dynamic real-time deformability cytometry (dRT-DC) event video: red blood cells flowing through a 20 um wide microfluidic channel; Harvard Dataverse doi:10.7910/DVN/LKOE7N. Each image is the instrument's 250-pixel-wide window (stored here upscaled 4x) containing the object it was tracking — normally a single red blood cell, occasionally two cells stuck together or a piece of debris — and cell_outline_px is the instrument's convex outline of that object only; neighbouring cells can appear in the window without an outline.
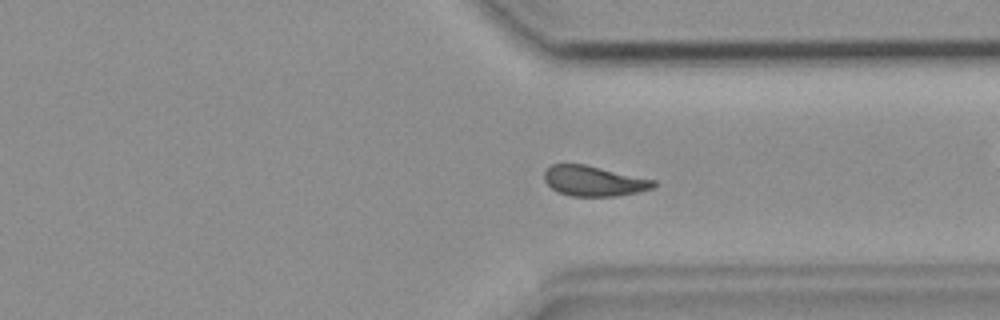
{"species": "common noctule bat (a hibernating species)", "species_latin": "Nyctalus noctula", "temperature_condition": "room temperature", "stored_images_in_passage": 46, "camera_frame_rate_fps": 3000, "um_per_image_px": 0.085, "animal": {"sex": "female", "body_mass_g": 19.9}, "frame": {"image": 1, "passage_image": 33, "time_ms": 10.667, "image_size_px": [1000, 320], "cell_outline_px": [[656, 184], [652, 188], [636, 192], [616, 196], [572, 196], [560, 192], [552, 188], [544, 180], [544, 172], [552, 164], [584, 164], [656, 180]], "centroid_in_image_um": [50.47, 15.38], "position_along_channel_um": 360.9, "area_um2": 19.02}}